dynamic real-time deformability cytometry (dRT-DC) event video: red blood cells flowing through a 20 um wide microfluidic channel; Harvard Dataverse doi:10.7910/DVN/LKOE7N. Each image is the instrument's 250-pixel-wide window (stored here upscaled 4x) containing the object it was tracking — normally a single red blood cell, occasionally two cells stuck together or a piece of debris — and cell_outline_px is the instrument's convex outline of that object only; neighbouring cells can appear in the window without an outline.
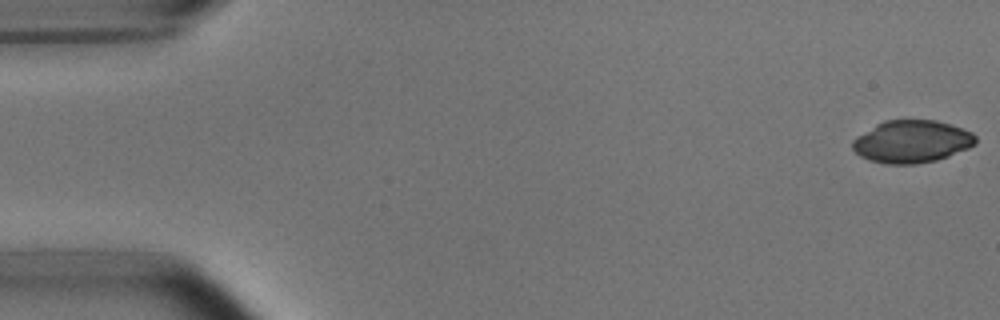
{"species": "common noctule bat (a hibernating species)", "species_latin": "Nyctalus noctula", "temperature_condition": "room temperature", "stored_images_in_passage": 52, "camera_frame_rate_fps": 3000, "um_per_image_px": 0.085, "animal": {"sex": "male", "body_mass_g": 15.6}, "frame": {"image": 1, "passage_image": 1, "time_ms": 0.0, "image_size_px": [1000, 320], "cell_outline_px": [[976, 144], [968, 148], [948, 156], [936, 160], [916, 164], [888, 164], [868, 160], [860, 156], [852, 148], [852, 140], [856, 136], [876, 124], [884, 120], [936, 120], [972, 132], [976, 136]], "centroid_in_image_um": [77.47, 12.03], "position_along_channel_um": 7.5, "area_um2": 30.46}}
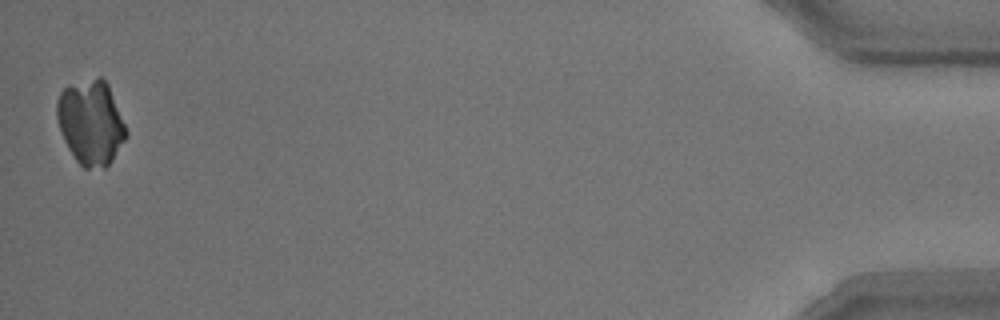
{"frame": {"image": 2, "passage_image": 52, "time_ms": 17.0, "image_size_px": [1000, 320], "cell_outline_px": [[128, 136], [112, 160], [104, 168], [84, 168], [76, 160], [68, 148], [64, 140], [56, 116], [56, 100], [60, 92], [64, 88], [100, 76], [104, 76], [108, 84], [128, 132]], "centroid_in_image_um": [7.73, 10.41], "position_along_channel_um": 427.5, "area_um2": 33.99}}